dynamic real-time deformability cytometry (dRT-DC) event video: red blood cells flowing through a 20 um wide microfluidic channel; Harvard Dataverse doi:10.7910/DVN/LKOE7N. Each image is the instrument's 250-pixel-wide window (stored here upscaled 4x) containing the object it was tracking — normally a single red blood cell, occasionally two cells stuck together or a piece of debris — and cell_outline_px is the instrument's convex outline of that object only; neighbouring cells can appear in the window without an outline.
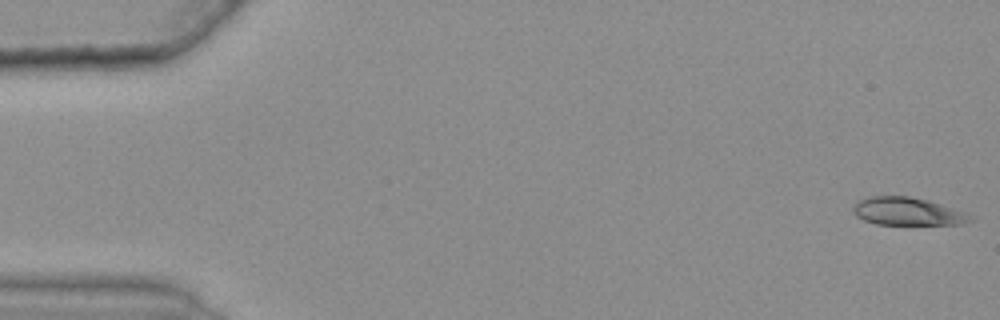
{"species": "common noctule bat (a hibernating species)", "species_latin": "Nyctalus noctula", "temperature_condition": "warm", "stored_images_in_passage": 47, "camera_frame_rate_fps": 3000, "um_per_image_px": 0.085, "animal": {"sex": "female", "body_mass_g": 25.1}, "frame": {"image": 1, "passage_image": 1, "time_ms": 0.0, "image_size_px": [1000, 320], "cell_outline_px": [[972, 220], [960, 224], [876, 224], [864, 220], [856, 216], [852, 212], [852, 208], [860, 200], [868, 196], [908, 196], [928, 200], [964, 212]], "centroid_in_image_um": [77.06, 17.96], "position_along_channel_um": 7.9, "area_um2": 18.67}}
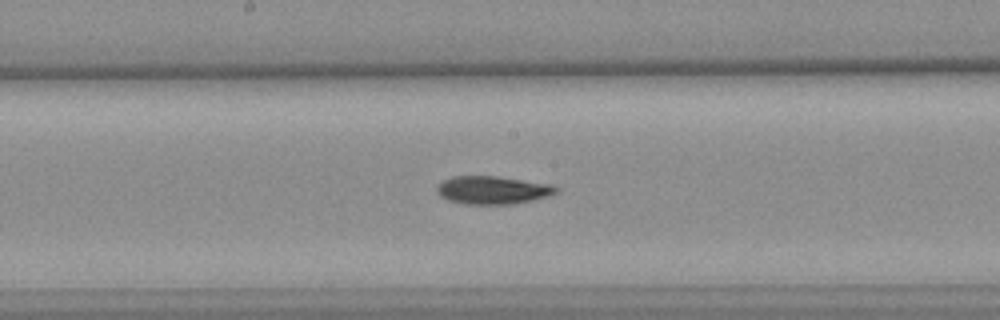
{"frame": {"image": 2, "passage_image": 29, "time_ms": 9.333, "image_size_px": [1000, 320], "cell_outline_px": [[560, 192], [548, 196], [532, 200], [512, 204], [464, 204], [448, 200], [440, 196], [436, 192], [436, 188], [444, 180], [452, 176], [496, 176], [552, 184], [560, 188]], "centroid_in_image_um": [41.91, 16.16], "position_along_channel_um": 206.3, "area_um2": 19.59}}
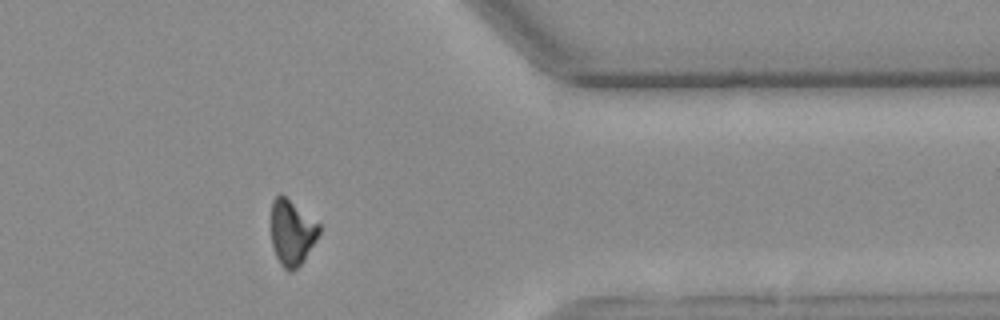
{"frame": {"image": 3, "passage_image": 45, "time_ms": 14.667, "image_size_px": [1000, 320], "cell_outline_px": [[320, 232], [316, 240], [304, 260], [292, 272], [288, 272], [280, 264], [276, 256], [272, 244], [272, 200], [280, 192], [320, 224]], "centroid_in_image_um": [24.81, 19.77], "position_along_channel_um": 386.6, "area_um2": 18.21}, "authors_computed_cell_mechanics": {"area_um2": 19.5942, "velocity_mm_per_s": 3.6727, "shape_relaxation_time_tau1_ms": 9.5358, "shape_relaxation_time_tau2_ms": 6.6783, "deformation_change_tau1": 0.2277, "deformation_change_tau2": 0.1314}}